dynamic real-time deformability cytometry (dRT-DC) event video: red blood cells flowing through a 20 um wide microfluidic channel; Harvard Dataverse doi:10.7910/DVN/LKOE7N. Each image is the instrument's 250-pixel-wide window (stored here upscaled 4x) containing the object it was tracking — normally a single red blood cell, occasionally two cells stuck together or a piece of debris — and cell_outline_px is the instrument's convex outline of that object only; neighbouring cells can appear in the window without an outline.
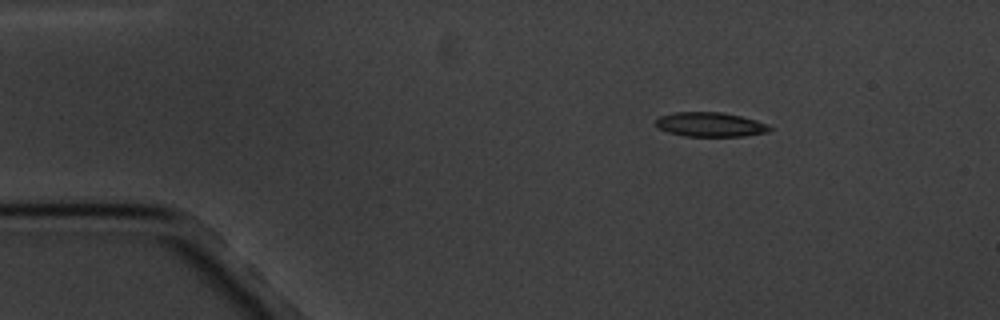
{"species": "common noctule bat (a hibernating species)", "species_latin": "Nyctalus noctula", "temperature_condition": "cold", "stored_images_in_passage": 6, "camera_frame_rate_fps": 3000, "um_per_image_px": 0.085, "animal": {"sex": "male", "body_mass_g": 20.1, "forearm_length_mm": 53.5}, "frame": {"image": 1, "passage_image": 3, "time_ms": 2.333, "image_size_px": [1000, 320], "cell_outline_px": [[772, 128], [768, 132], [744, 136], [684, 136], [668, 132], [660, 128], [656, 124], [656, 120], [660, 116], [672, 112], [724, 112], [756, 120]], "centroid_in_image_um": [60.35, 10.58], "position_along_channel_um": 24.6, "area_um2": 16.07}}
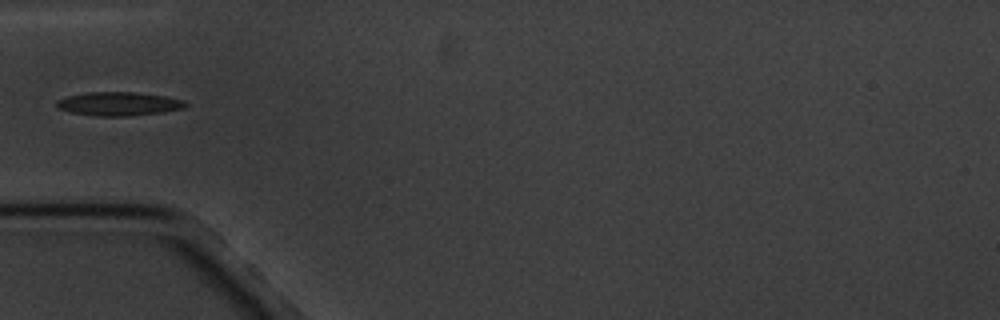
{"frame": {"image": 2, "passage_image": 6, "time_ms": 5.667, "image_size_px": [1000, 320], "cell_outline_px": [[188, 104], [184, 108], [160, 112], [128, 116], [96, 116], [68, 112], [56, 108], [56, 100], [68, 96], [88, 92], [136, 92], [164, 96], [184, 100]], "centroid_in_image_um": [10.05, 8.82], "position_along_channel_um": 75.0, "area_um2": 17.8}}